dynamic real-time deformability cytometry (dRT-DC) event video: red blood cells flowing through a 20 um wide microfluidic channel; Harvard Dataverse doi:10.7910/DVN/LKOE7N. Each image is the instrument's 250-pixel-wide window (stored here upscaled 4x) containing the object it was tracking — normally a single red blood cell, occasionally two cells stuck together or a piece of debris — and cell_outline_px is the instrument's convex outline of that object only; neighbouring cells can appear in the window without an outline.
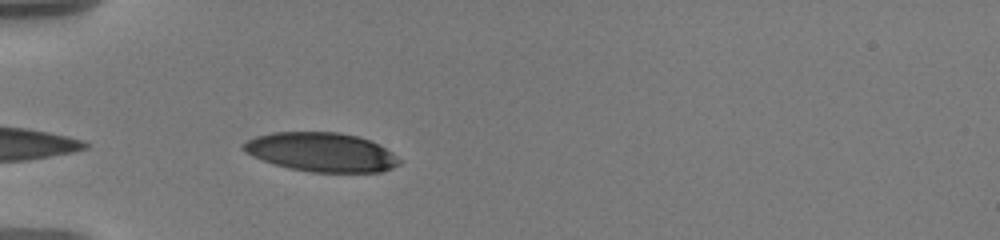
{"species": "human", "species_latin": "Homo sapiens", "temperature_condition": "warm", "stored_images_in_passage": 28, "camera_frame_rate_fps": 3000, "um_per_image_px": 0.085, "donor": {"sex": "male"}, "frame": {"image": 1, "passage_image": 3, "time_ms": 0.667, "image_size_px": [1000, 240], "cell_outline_px": [[400, 164], [392, 168], [380, 172], [312, 172], [288, 168], [252, 156], [244, 152], [240, 148], [248, 140], [256, 136], [272, 132], [340, 132], [360, 136], [380, 144], [392, 152], [400, 160]], "centroid_in_image_um": [27.34, 12.92], "position_along_channel_um": 57.7, "area_um2": 35.6}}
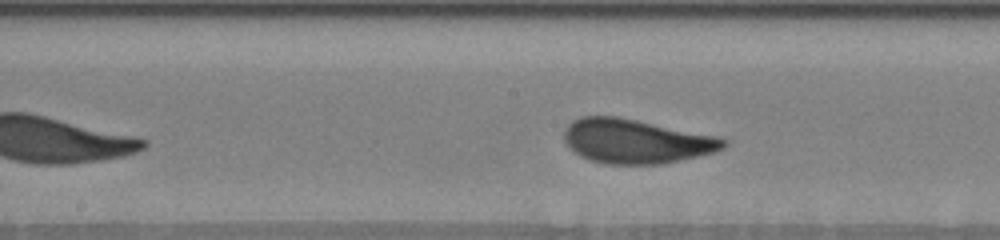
{"frame": {"image": 2, "passage_image": 12, "time_ms": 3.667, "image_size_px": [1000, 240], "cell_outline_px": [[728, 144], [724, 148], [712, 152], [680, 160], [660, 164], [604, 164], [580, 156], [564, 140], [564, 132], [568, 124], [572, 120], [580, 116], [616, 116], [720, 136], [728, 140]], "centroid_in_image_um": [54.08, 11.99], "position_along_channel_um": 194.1, "area_um2": 41.04}}
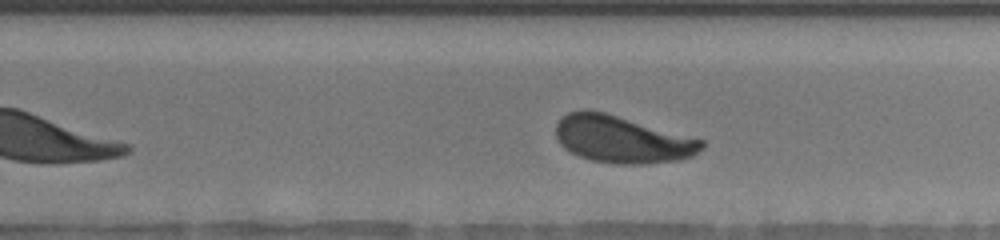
{"frame": {"image": 3, "passage_image": 19, "time_ms": 6.0, "image_size_px": [1000, 240], "cell_outline_px": [[704, 148], [692, 156], [676, 160], [648, 164], [612, 164], [592, 160], [580, 156], [564, 148], [560, 144], [556, 136], [556, 124], [568, 112], [584, 108], [588, 108], [604, 112], [704, 140]], "centroid_in_image_um": [52.86, 11.84], "position_along_channel_um": 276.9, "area_um2": 40.0}}